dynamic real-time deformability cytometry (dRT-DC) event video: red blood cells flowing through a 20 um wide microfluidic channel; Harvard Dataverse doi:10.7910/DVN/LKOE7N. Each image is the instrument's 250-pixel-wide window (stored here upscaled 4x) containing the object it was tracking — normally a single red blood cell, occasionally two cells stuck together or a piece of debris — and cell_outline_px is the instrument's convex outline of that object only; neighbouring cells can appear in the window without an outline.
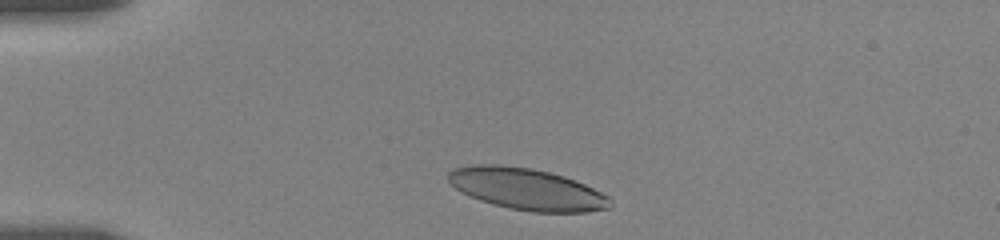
{"species": "human", "species_latin": "Homo sapiens", "temperature_condition": "room temperature", "stored_images_in_passage": 24, "camera_frame_rate_fps": 3000, "um_per_image_px": 0.085, "donor": {"sex": "female"}, "frame": {"image": 1, "passage_image": 1, "time_ms": 0.0, "image_size_px": [1000, 240], "cell_outline_px": [[612, 208], [588, 212], [532, 212], [508, 208], [492, 204], [480, 200], [460, 192], [448, 180], [448, 172], [456, 168], [472, 164], [500, 164], [532, 168], [564, 176], [576, 180], [608, 196], [612, 200]], "centroid_in_image_um": [44.79, 16.07], "position_along_channel_um": 40.2, "area_um2": 39.42}}
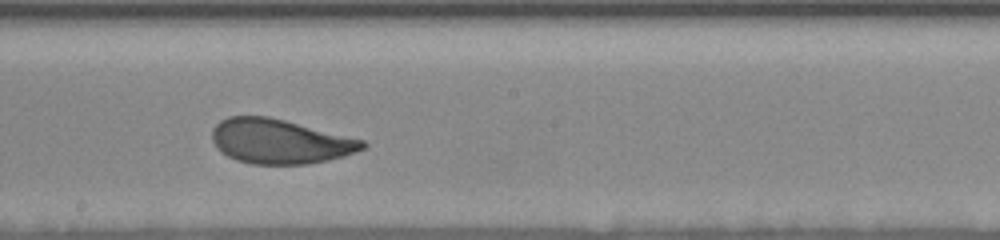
{"frame": {"image": 2, "passage_image": 13, "time_ms": 6.333, "image_size_px": [1000, 240], "cell_outline_px": [[368, 144], [364, 148], [344, 156], [328, 160], [308, 164], [252, 164], [236, 160], [220, 152], [216, 148], [212, 140], [212, 128], [220, 120], [228, 116], [268, 116], [364, 140]], "centroid_in_image_um": [23.75, 12.02], "position_along_channel_um": 224.5, "area_um2": 39.07}}
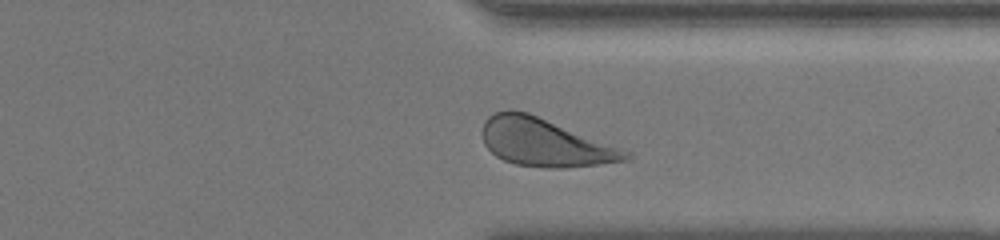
{"frame": {"image": 3, "passage_image": 22, "time_ms": 10.333, "image_size_px": [1000, 240], "cell_outline_px": [[632, 156], [624, 160], [596, 164], [564, 168], [548, 168], [516, 164], [504, 160], [496, 156], [484, 144], [484, 120], [488, 116], [496, 112], [512, 108], [528, 112], [620, 148], [628, 152]], "centroid_in_image_um": [46.25, 12.09], "position_along_channel_um": 365.2, "area_um2": 39.3}, "authors_computed_cell_mechanics": {"area_um2": 39.5063, "velocity_mm_per_s": 3.5127, "shape_relaxation_time_tau1_ms": 2.6692, "shape_relaxation_time_tau2_ms": 0.8202, "deformation_change_tau1": 0.1242, "deformation_change_tau2": 0.0606}}